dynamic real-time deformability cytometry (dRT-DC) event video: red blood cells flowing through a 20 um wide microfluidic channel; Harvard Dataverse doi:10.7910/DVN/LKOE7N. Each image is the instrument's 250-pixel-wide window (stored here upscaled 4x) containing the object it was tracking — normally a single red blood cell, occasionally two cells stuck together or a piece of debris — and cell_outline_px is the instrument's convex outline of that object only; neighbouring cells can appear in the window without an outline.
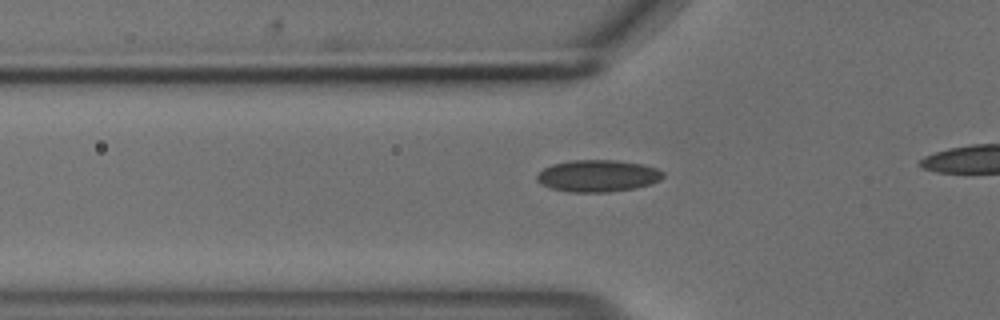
{"species": "common noctule bat (a hibernating species)", "species_latin": "Nyctalus noctula", "temperature_condition": "cold", "stored_images_in_passage": 36, "camera_frame_rate_fps": 3000, "um_per_image_px": 0.085, "animal": {"sex": "male", "body_mass_g": 18.8}, "frame": {"image": 1, "passage_image": 10, "time_ms": 3.0, "image_size_px": [1000, 320], "cell_outline_px": [[664, 176], [660, 180], [652, 184], [632, 188], [608, 192], [568, 192], [552, 188], [536, 180], [536, 176], [544, 168], [552, 164], [572, 160], [616, 160], [644, 164], [656, 168], [664, 172]], "centroid_in_image_um": [50.84, 14.94], "position_along_channel_um": 75.0, "area_um2": 23.41}}
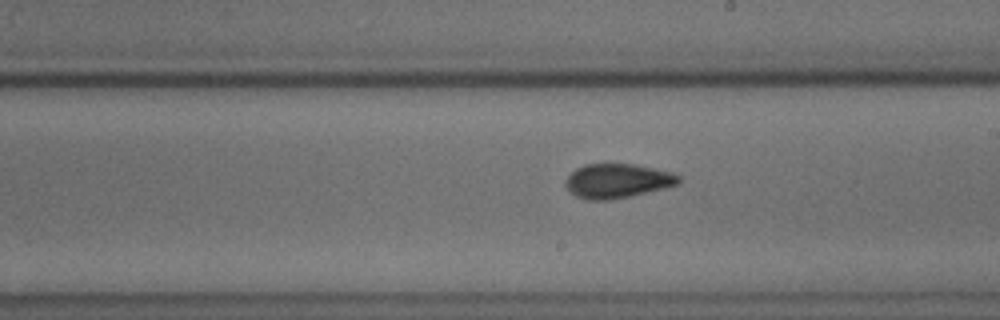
{"frame": {"image": 2, "passage_image": 23, "time_ms": 7.333, "image_size_px": [1000, 320], "cell_outline_px": [[680, 184], [664, 188], [628, 196], [608, 200], [588, 200], [576, 196], [564, 184], [564, 180], [576, 168], [584, 164], [636, 164], [676, 172], [680, 176]], "centroid_in_image_um": [52.51, 15.36], "position_along_channel_um": 236.5, "area_um2": 22.72}}
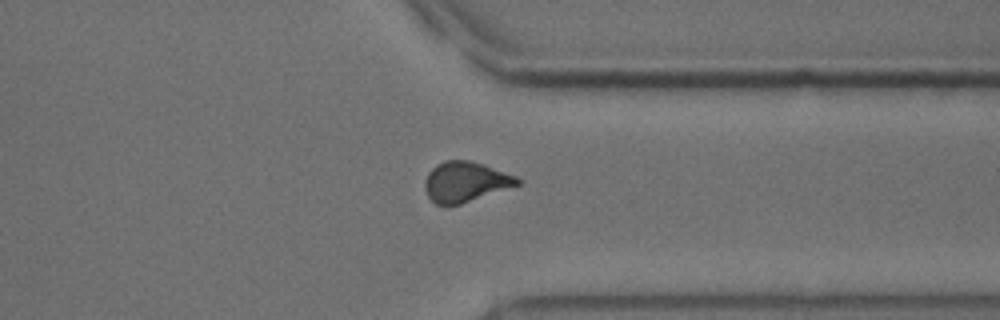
{"frame": {"image": 3, "passage_image": 34, "time_ms": 11.0, "image_size_px": [1000, 320], "cell_outline_px": [[520, 184], [460, 204], [444, 208], [436, 204], [428, 196], [424, 188], [424, 184], [428, 172], [436, 164], [444, 160], [468, 160], [484, 164], [516, 176], [520, 180]], "centroid_in_image_um": [39.51, 15.46], "position_along_channel_um": 371.9, "area_um2": 21.79}}